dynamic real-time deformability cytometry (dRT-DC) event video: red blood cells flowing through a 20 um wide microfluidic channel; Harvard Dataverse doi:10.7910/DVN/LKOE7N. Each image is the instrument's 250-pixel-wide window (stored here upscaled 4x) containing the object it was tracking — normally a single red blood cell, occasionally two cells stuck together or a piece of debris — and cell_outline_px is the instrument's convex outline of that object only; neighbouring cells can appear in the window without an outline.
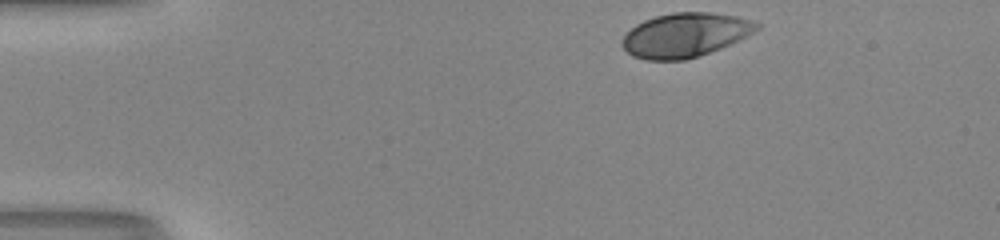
{"species": "human", "species_latin": "Homo sapiens", "temperature_condition": "room temperature", "stored_images_in_passage": 34, "camera_frame_rate_fps": 3000, "um_per_image_px": 0.085, "donor": {"sex": "male"}, "frame": {"image": 1, "passage_image": 1, "time_ms": 0.0, "image_size_px": [1000, 240], "cell_outline_px": [[760, 28], [748, 36], [720, 48], [684, 60], [644, 60], [632, 56], [620, 44], [620, 40], [636, 24], [644, 20], [656, 16], [672, 12], [712, 12], [736, 16], [752, 20], [760, 24]], "centroid_in_image_um": [58.23, 2.97], "position_along_channel_um": 26.8, "area_um2": 34.62}}
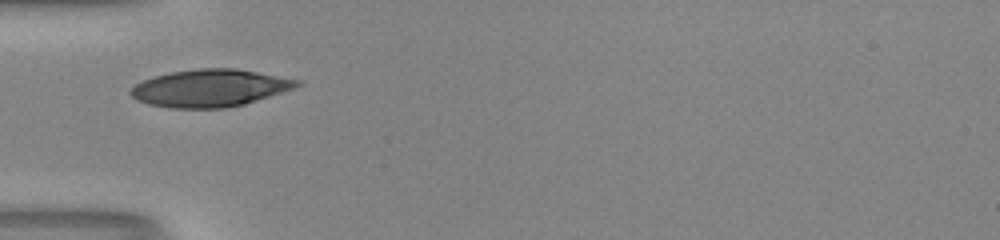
{"frame": {"image": 2, "passage_image": 10, "time_ms": 3.0, "image_size_px": [1000, 240], "cell_outline_px": [[304, 84], [296, 88], [244, 104], [224, 108], [168, 108], [148, 104], [136, 100], [128, 92], [136, 84], [144, 80], [156, 76], [172, 72], [200, 68], [236, 68], [304, 80]], "centroid_in_image_um": [17.91, 7.48], "position_along_channel_um": 67.1, "area_um2": 36.41}}
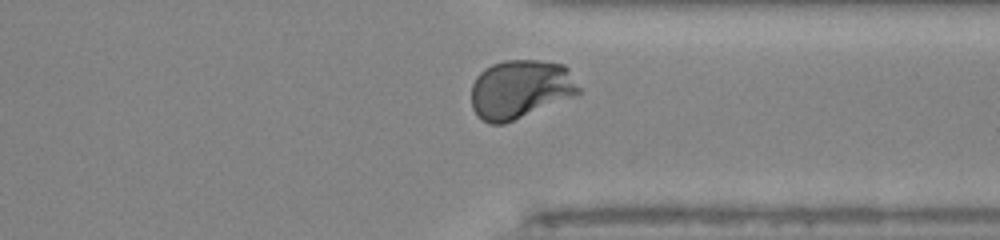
{"frame": {"image": 3, "passage_image": 32, "time_ms": 10.333, "image_size_px": [1000, 240], "cell_outline_px": [[580, 92], [572, 96], [504, 124], [488, 124], [476, 116], [472, 108], [472, 84], [476, 76], [484, 68], [492, 64], [504, 60], [540, 60], [564, 64], [568, 68], [580, 88]], "centroid_in_image_um": [44.19, 7.57], "position_along_channel_um": 367.2, "area_um2": 36.76}, "authors_computed_cell_mechanics": {"area_um2": 35.9516, "velocity_mm_per_s": 4.1028, "shape_relaxation_time_tau1_ms": 3.172, "shape_relaxation_time_tau2_ms": null, "deformation_change_tau1": 0.1815, "deformation_change_tau2": null}}